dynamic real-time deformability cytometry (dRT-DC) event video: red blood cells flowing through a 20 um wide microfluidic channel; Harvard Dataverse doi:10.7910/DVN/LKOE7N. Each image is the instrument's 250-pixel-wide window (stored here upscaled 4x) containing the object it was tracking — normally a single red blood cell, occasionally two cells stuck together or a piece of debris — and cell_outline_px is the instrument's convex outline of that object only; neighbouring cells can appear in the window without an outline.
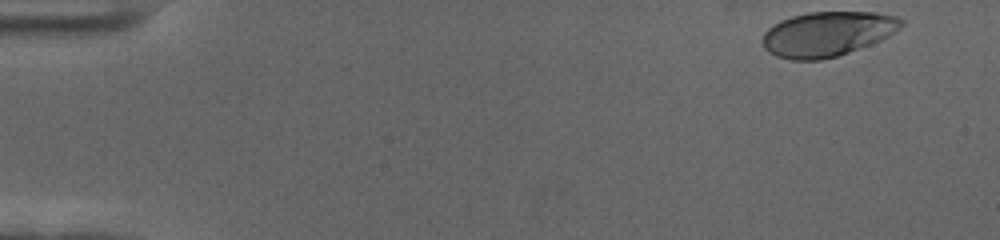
{"species": "human", "species_latin": "Homo sapiens", "temperature_condition": "cold", "stored_images_in_passage": 47, "camera_frame_rate_fps": 3000, "um_per_image_px": 0.085, "donor": {"sex": "female"}, "frame": {"image": 1, "passage_image": 1, "time_ms": 0.0, "image_size_px": [1000, 240], "cell_outline_px": [[904, 24], [900, 28], [888, 36], [880, 40], [848, 52], [836, 56], [820, 60], [792, 60], [776, 56], [768, 52], [764, 48], [764, 32], [772, 24], [780, 20], [792, 16], [808, 12], [876, 12], [896, 16], [904, 20]], "centroid_in_image_um": [70.32, 2.87], "position_along_channel_um": 14.7, "area_um2": 36.13}}
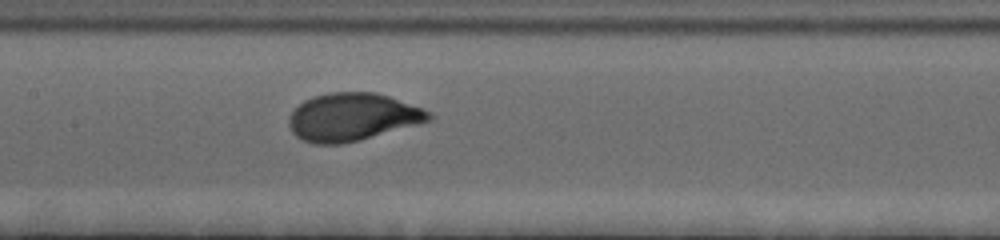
{"frame": {"image": 2, "passage_image": 26, "time_ms": 8.333, "image_size_px": [1000, 240], "cell_outline_px": [[432, 120], [420, 124], [360, 140], [340, 144], [312, 144], [296, 136], [292, 132], [288, 124], [288, 116], [304, 100], [328, 92], [376, 92], [424, 108], [432, 112]], "centroid_in_image_um": [29.98, 9.95], "position_along_channel_um": 177.4, "area_um2": 39.13}}
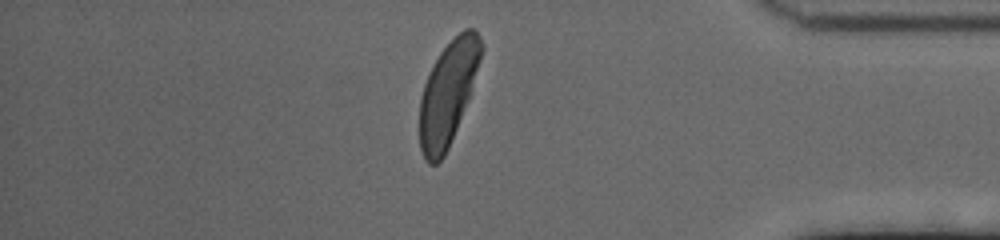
{"frame": {"image": 3, "passage_image": 47, "time_ms": 15.333, "image_size_px": [1000, 240], "cell_outline_px": [[484, 48], [472, 92], [448, 148], [444, 156], [436, 164], [428, 164], [424, 160], [420, 148], [420, 96], [424, 84], [440, 52], [464, 28], [476, 28], [484, 44]], "centroid_in_image_um": [38.11, 7.9], "position_along_channel_um": 397.1, "area_um2": 37.22}, "authors_computed_cell_mechanics": {"area_um2": 37.1654, "velocity_mm_per_s": 3.5131, "shape_relaxation_time_tau1_ms": 2.2832, "shape_relaxation_time_tau2_ms": null, "deformation_change_tau1": 0.1483, "deformation_change_tau2": null}}